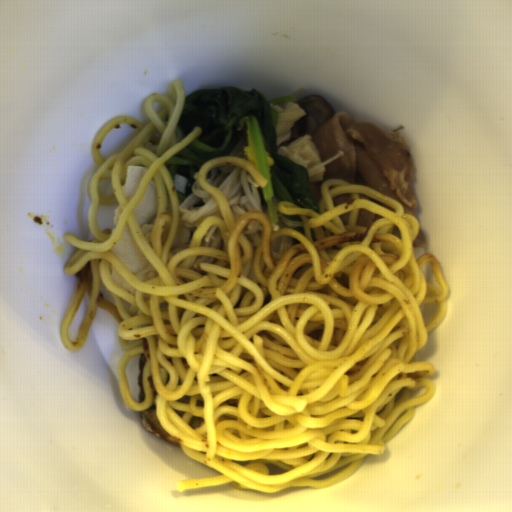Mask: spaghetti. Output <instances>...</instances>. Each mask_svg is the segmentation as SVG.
Segmentation results:
<instances>
[{
  "label": "spaghetti",
  "instance_id": "spaghetti-1",
  "mask_svg": "<svg viewBox=\"0 0 512 512\" xmlns=\"http://www.w3.org/2000/svg\"><path fill=\"white\" fill-rule=\"evenodd\" d=\"M185 89L172 80L164 94L144 102L148 124L115 116L92 139L97 165L89 183L92 202L87 222L93 240L70 233L75 248L64 273L79 280L63 317L60 337L69 351L84 347L98 308L117 322L125 350L117 366L126 407L147 410L156 389V418L184 453L220 473L179 480L176 490L235 482L246 489L275 492L291 487H330L355 473L370 454L414 419L417 406L432 399L435 366L416 361V352L446 313L449 294L433 254L415 258L413 242L420 221L403 204L375 189L337 178L321 186L319 213L282 200L284 216H302V235L279 227L266 212L247 210L234 222L230 204L207 181L216 167H240L263 188L268 180L246 159L222 157L198 170L202 189L214 196L220 217L207 215L195 227L188 247L172 248L179 226V200L166 162L201 133L195 127L176 142ZM140 131L123 151L106 160L104 136L119 123ZM146 166L139 189L128 203L121 185L127 166ZM155 179L157 215L153 248L132 211ZM350 194L334 207L332 198ZM382 218L367 231L357 226L358 210ZM350 212L345 225L338 216ZM256 220L264 228L255 252L256 276L242 265L253 246L242 233ZM159 276L140 281L111 253L125 225ZM217 226L219 248L201 245ZM399 227L401 239L391 234ZM290 236L293 246L274 261L271 241ZM431 264L438 288L421 270ZM135 295L110 278V267ZM88 311L76 342L68 334L84 291ZM437 302L424 323L419 305ZM145 400L136 401L139 355Z\"/></svg>",
  "mask_w": 512,
  "mask_h": 512
}]
</instances>
